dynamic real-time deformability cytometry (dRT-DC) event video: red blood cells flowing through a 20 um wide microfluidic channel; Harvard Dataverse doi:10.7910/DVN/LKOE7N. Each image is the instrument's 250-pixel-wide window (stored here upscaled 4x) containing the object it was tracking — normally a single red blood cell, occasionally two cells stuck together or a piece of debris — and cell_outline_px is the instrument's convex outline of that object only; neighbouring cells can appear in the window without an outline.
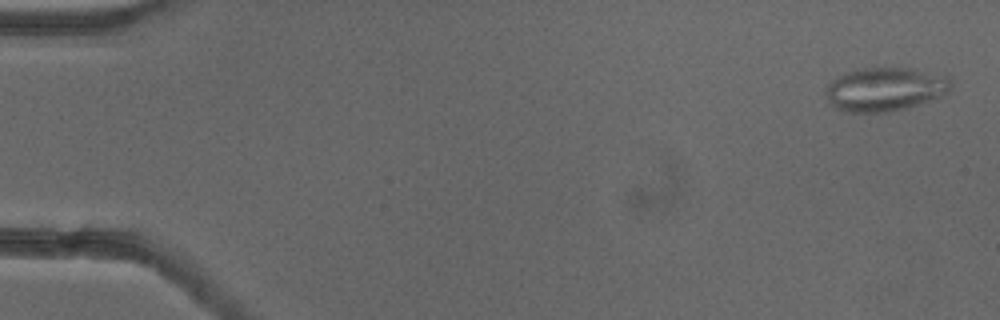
{"species": "common noctule bat (a hibernating species)", "species_latin": "Nyctalus noctula", "temperature_condition": "cold", "stored_images_in_passage": 7, "camera_frame_rate_fps": 3000, "um_per_image_px": 0.085, "animal": {"sex": "female"}, "frame": {"image": 1, "passage_image": 2, "time_ms": 0.333, "image_size_px": [1000, 320], "cell_outline_px": [[952, 84], [940, 96], [908, 108], [888, 112], [844, 112], [836, 108], [828, 100], [828, 84], [832, 80], [848, 72], [860, 68], [912, 68], [948, 76]], "centroid_in_image_um": [75.23, 7.59], "position_along_channel_um": 9.8, "area_um2": 31.44}}